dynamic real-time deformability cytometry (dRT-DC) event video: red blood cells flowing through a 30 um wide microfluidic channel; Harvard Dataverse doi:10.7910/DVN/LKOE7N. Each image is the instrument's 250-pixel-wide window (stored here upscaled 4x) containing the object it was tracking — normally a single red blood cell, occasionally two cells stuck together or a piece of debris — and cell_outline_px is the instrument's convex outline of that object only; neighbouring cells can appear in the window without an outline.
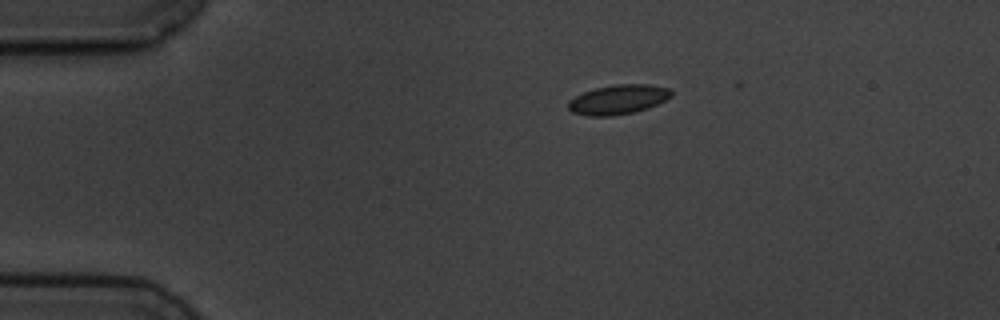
{"species": "common noctule bat (a hibernating species)", "species_latin": "Nyctalus noctula", "temperature_condition": "cold", "stored_images_in_passage": 7, "camera_frame_rate_fps": 3000, "um_per_image_px": 0.085, "animal": {"sex": "male", "body_mass_g": 19.5, "forearm_length_mm": 54.6}, "frame": {"image": 1, "passage_image": 1, "time_ms": 0.0, "image_size_px": [1000, 320], "cell_outline_px": [[672, 96], [648, 108], [632, 112], [612, 116], [588, 116], [572, 112], [568, 108], [568, 100], [584, 92], [596, 88], [616, 84], [648, 84], [668, 88], [672, 92]], "centroid_in_image_um": [52.53, 8.46], "position_along_channel_um": 32.5, "area_um2": 17.57}}
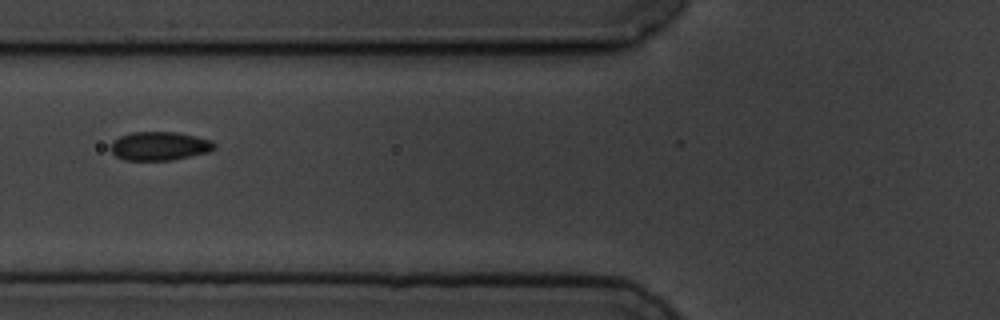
{"frame": {"image": 2, "passage_image": 4, "time_ms": 3.667, "image_size_px": [1000, 320], "cell_outline_px": [[216, 148], [208, 152], [172, 160], [124, 160], [116, 156], [108, 148], [112, 140], [120, 136], [132, 132], [176, 132], [196, 136], [212, 140], [216, 144]], "centroid_in_image_um": [13.54, 12.41], "position_along_channel_um": 112.3, "area_um2": 17.51}}
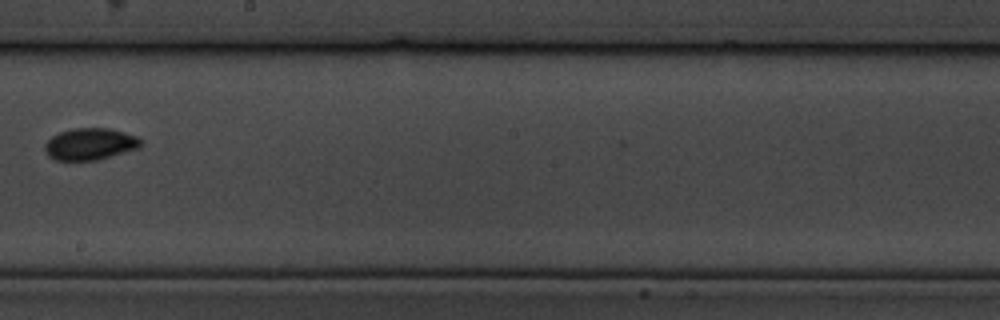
{"frame": {"image": 3, "passage_image": 7, "time_ms": 7.333, "image_size_px": [1000, 320], "cell_outline_px": [[144, 144], [140, 148], [96, 160], [52, 160], [48, 156], [44, 148], [44, 144], [52, 136], [60, 132], [72, 128], [108, 128], [140, 136], [144, 140]], "centroid_in_image_um": [7.7, 12.24], "position_along_channel_um": 240.5, "area_um2": 18.09}}